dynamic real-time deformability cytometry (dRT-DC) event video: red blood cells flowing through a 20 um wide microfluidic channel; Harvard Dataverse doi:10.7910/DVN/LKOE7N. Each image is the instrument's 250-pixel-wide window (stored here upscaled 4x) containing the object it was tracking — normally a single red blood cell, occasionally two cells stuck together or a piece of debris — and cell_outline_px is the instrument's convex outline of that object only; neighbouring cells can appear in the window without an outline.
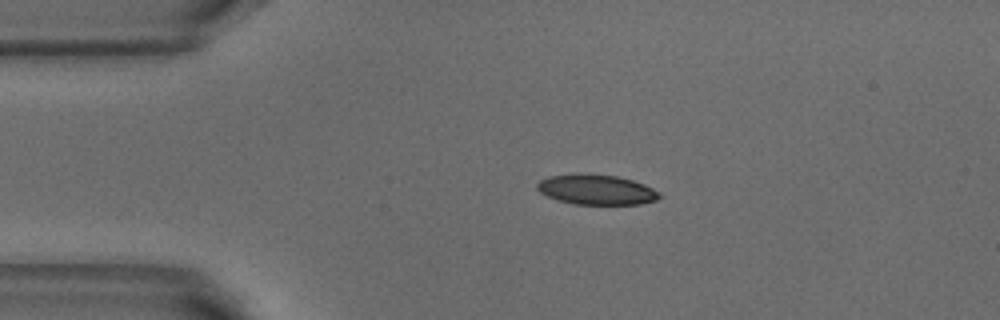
{"species": "common noctule bat (a hibernating species)", "species_latin": "Nyctalus noctula", "temperature_condition": "warm", "stored_images_in_passage": 13, "camera_frame_rate_fps": 3000, "um_per_image_px": 0.085, "animal": {"sex": "male", "body_mass_g": 18.8}, "frame": {"image": 1, "passage_image": 1, "time_ms": 0.0, "image_size_px": [1000, 320], "cell_outline_px": [[660, 196], [656, 200], [640, 204], [572, 204], [556, 200], [540, 192], [536, 188], [536, 184], [540, 180], [548, 176], [584, 172], [616, 176], [632, 180], [644, 184], [660, 192]], "centroid_in_image_um": [50.66, 16.1], "position_along_channel_um": 34.3, "area_um2": 21.68}}
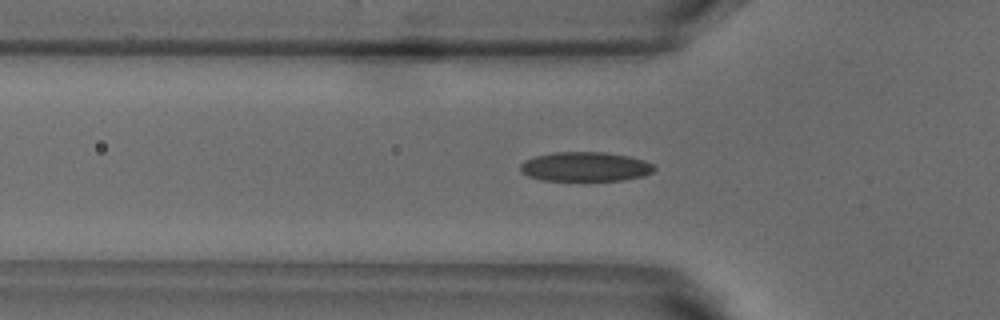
{"frame": {"image": 2, "passage_image": 7, "time_ms": 2.0, "image_size_px": [1000, 320], "cell_outline_px": [[656, 168], [652, 172], [644, 176], [620, 180], [584, 184], [544, 180], [528, 176], [520, 172], [520, 164], [524, 160], [536, 156], [552, 152], [604, 152], [628, 156], [644, 160], [656, 164]], "centroid_in_image_um": [49.75, 14.22], "position_along_channel_um": 76.1, "area_um2": 24.1}}